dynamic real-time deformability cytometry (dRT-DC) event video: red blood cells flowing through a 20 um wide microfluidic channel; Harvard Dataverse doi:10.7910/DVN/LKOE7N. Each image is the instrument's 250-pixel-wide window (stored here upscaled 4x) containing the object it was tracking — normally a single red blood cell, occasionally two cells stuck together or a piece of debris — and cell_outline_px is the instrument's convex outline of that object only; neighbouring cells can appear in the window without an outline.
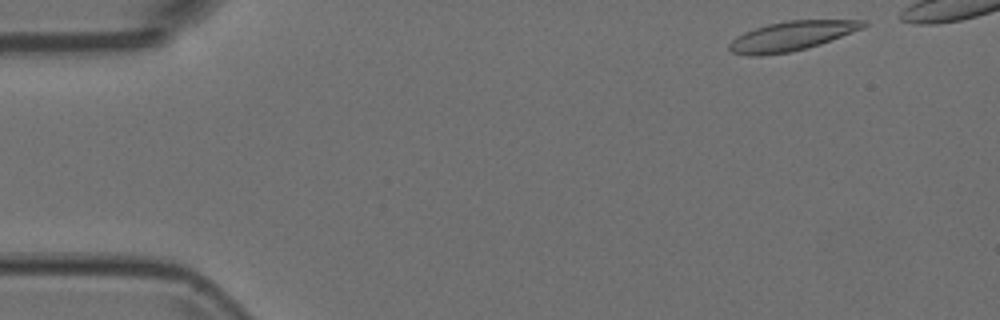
{"species": "Egyptian fruit bat (a non-hibernating species)", "species_latin": "Rousettus aegyptiacus", "temperature_condition": "room temperature", "stored_images_in_passage": 44, "camera_frame_rate_fps": 3000, "um_per_image_px": 0.085, "animal": {"sex": "female"}, "frame": {"image": 1, "passage_image": 2, "time_ms": 0.333, "image_size_px": [1000, 320], "cell_outline_px": [[868, 24], [852, 32], [820, 44], [808, 48], [788, 52], [760, 56], [748, 56], [732, 52], [728, 48], [728, 44], [736, 36], [744, 32], [768, 24], [788, 20], [868, 20]], "centroid_in_image_um": [67.24, 3.07], "position_along_channel_um": 17.8, "area_um2": 22.83}}
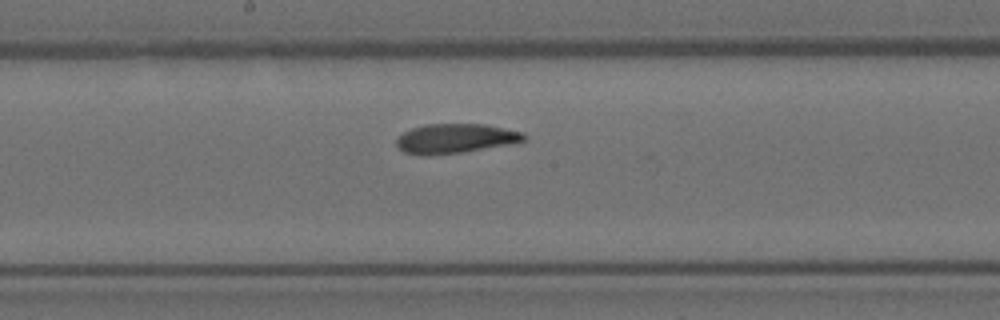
{"frame": {"image": 2, "passage_image": 25, "time_ms": 8.0, "image_size_px": [1000, 320], "cell_outline_px": [[528, 136], [524, 140], [508, 144], [460, 152], [424, 156], [404, 152], [396, 144], [396, 140], [404, 132], [412, 128], [424, 124], [484, 124], [524, 132]], "centroid_in_image_um": [38.69, 11.76], "position_along_channel_um": 209.5, "area_um2": 21.68}}
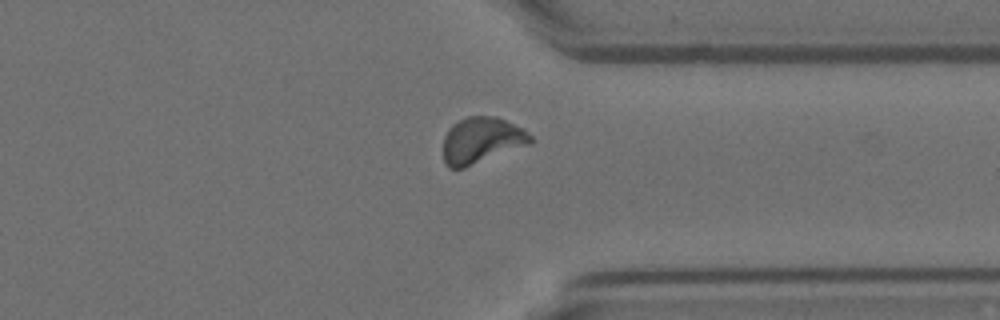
{"frame": {"image": 3, "passage_image": 38, "time_ms": 12.333, "image_size_px": [1000, 320], "cell_outline_px": [[532, 144], [464, 168], [448, 168], [444, 160], [444, 136], [448, 128], [452, 124], [468, 116], [496, 116], [524, 128], [532, 136]], "centroid_in_image_um": [40.96, 11.92], "position_along_channel_um": 370.4, "area_um2": 23.7}}